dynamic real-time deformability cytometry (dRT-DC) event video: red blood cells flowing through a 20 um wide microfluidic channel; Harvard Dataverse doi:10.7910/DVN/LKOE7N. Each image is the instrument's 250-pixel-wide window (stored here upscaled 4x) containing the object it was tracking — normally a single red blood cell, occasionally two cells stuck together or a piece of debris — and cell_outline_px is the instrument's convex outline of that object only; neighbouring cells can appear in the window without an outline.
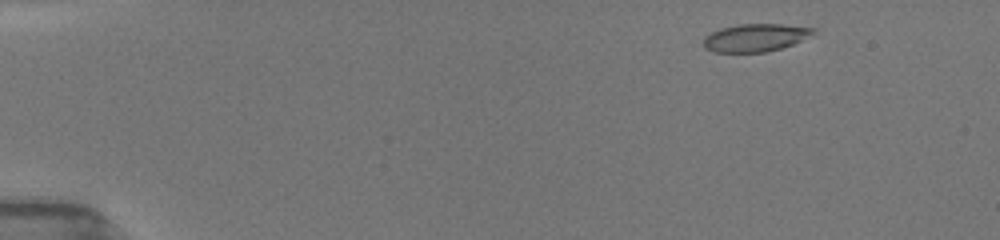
{"species": "common noctule bat (a hibernating species)", "species_latin": "Nyctalus noctula", "temperature_condition": "room temperature", "stored_images_in_passage": 11, "camera_frame_rate_fps": 3000, "um_per_image_px": 0.085, "animal": {"sex": "female", "body_mass_g": 19.5, "forearm_length_mm": 54.1}, "frame": {"image": 1, "passage_image": 2, "time_ms": 0.667, "image_size_px": [1000, 240], "cell_outline_px": [[816, 32], [792, 44], [768, 52], [716, 52], [704, 48], [704, 36], [720, 28], [736, 24], [784, 24], [816, 28]], "centroid_in_image_um": [64.19, 3.19], "position_along_channel_um": 20.8, "area_um2": 17.74}}
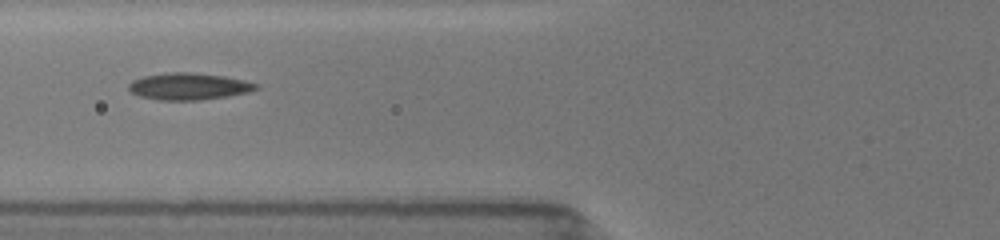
{"frame": {"image": 2, "passage_image": 10, "time_ms": 5.667, "image_size_px": [1000, 240], "cell_outline_px": [[260, 88], [248, 92], [228, 96], [200, 100], [156, 100], [140, 96], [132, 92], [128, 88], [128, 84], [132, 80], [144, 76], [168, 72], [188, 72], [224, 76], [244, 80], [260, 84]], "centroid_in_image_um": [16.06, 7.34], "position_along_channel_um": 109.7, "area_um2": 20.0}}